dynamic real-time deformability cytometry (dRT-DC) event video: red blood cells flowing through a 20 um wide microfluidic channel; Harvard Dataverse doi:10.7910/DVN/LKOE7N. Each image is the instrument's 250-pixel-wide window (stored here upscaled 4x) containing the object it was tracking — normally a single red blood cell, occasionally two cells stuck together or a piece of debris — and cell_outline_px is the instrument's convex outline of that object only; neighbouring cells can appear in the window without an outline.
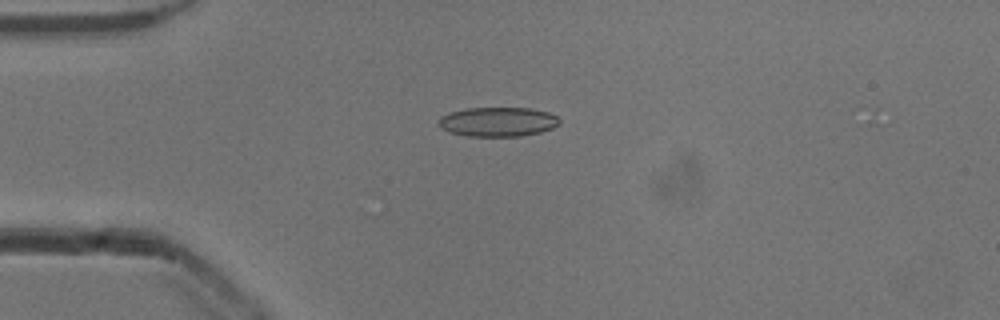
{"species": "common noctule bat (a hibernating species)", "species_latin": "Nyctalus noctula", "temperature_condition": "cold", "stored_images_in_passage": 52, "camera_frame_rate_fps": 3000, "um_per_image_px": 0.085, "animal": {"sex": "male", "body_mass_g": 13.3}, "frame": {"image": 1, "passage_image": 13, "time_ms": 4.0, "image_size_px": [1000, 320], "cell_outline_px": [[560, 124], [552, 128], [540, 132], [520, 136], [464, 136], [440, 128], [440, 116], [452, 112], [468, 108], [532, 108], [548, 112], [556, 116], [560, 120]], "centroid_in_image_um": [42.35, 10.35], "position_along_channel_um": 42.7, "area_um2": 20.58}}
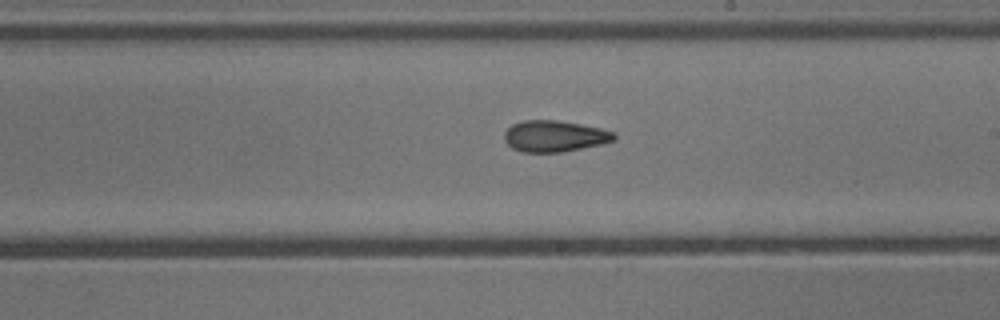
{"frame": {"image": 2, "passage_image": 30, "time_ms": 9.667, "image_size_px": [1000, 320], "cell_outline_px": [[616, 140], [604, 144], [560, 152], [520, 152], [512, 148], [504, 140], [504, 132], [512, 124], [524, 120], [556, 120], [580, 124], [600, 128], [616, 132]], "centroid_in_image_um": [47.15, 11.57], "position_along_channel_um": 241.8, "area_um2": 20.17}}
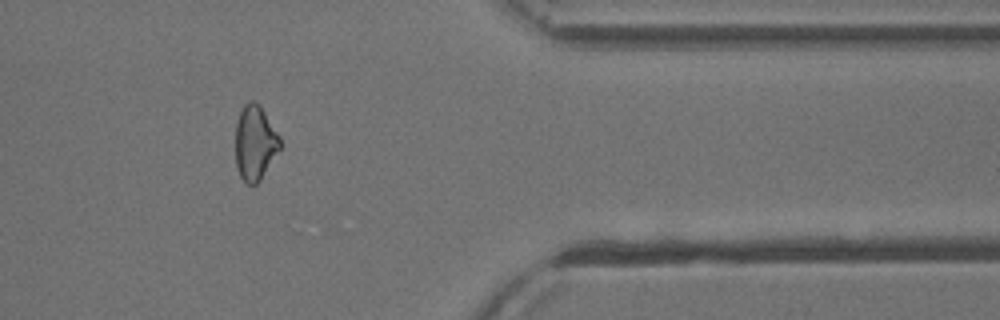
{"frame": {"image": 3, "passage_image": 43, "time_ms": 14.0, "image_size_px": [1000, 320], "cell_outline_px": [[280, 148], [260, 180], [256, 184], [248, 184], [240, 176], [236, 168], [236, 124], [240, 112], [244, 104], [248, 100], [256, 100], [260, 104], [280, 136]], "centroid_in_image_um": [21.67, 12.1], "position_along_channel_um": 389.7, "area_um2": 19.42}, "authors_computed_cell_mechanics": {"area_um2": 20.1144, "velocity_mm_per_s": 3.9117, "shape_relaxation_time_tau1_ms": null, "shape_relaxation_time_tau2_ms": 4.0828, "deformation_change_tau1": null, "deformation_change_tau2": 0.1184}}